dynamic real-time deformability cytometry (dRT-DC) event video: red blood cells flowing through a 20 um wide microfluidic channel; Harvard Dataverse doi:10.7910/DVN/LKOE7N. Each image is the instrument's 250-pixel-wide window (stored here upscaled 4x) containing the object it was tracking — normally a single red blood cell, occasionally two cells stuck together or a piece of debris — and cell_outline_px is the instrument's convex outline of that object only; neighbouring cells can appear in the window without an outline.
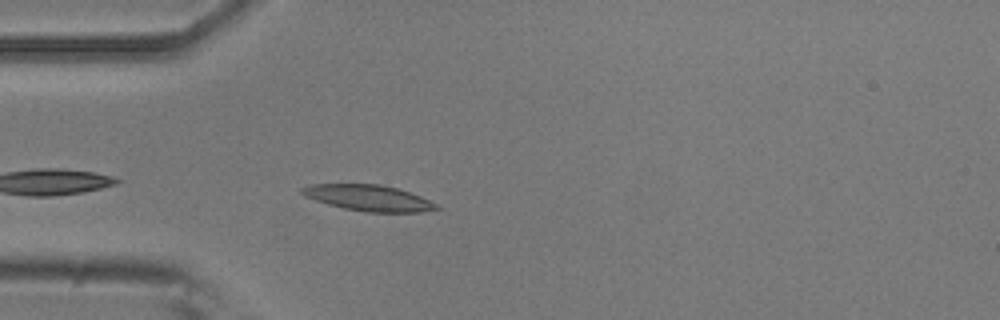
{"species": "common noctule bat (a hibernating species)", "species_latin": "Nyctalus noctula", "temperature_condition": "room temperature", "stored_images_in_passage": 39, "camera_frame_rate_fps": 3000, "um_per_image_px": 0.085, "animal": {"sex": "male", "body_mass_g": 20.5, "forearm_length_mm": 52.5}, "frame": {"image": 1, "passage_image": 3, "time_ms": 0.667, "image_size_px": [1000, 320], "cell_outline_px": [[440, 208], [420, 212], [368, 212], [344, 208], [328, 204], [304, 196], [300, 192], [300, 188], [308, 184], [380, 184], [396, 188], [420, 196], [436, 204]], "centroid_in_image_um": [31.27, 16.81], "position_along_channel_um": 53.7, "area_um2": 20.17}}
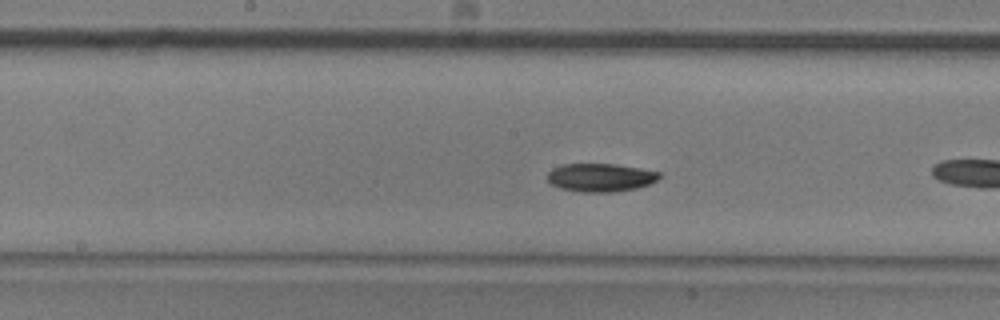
{"frame": {"image": 2, "passage_image": 12, "time_ms": 3.667, "image_size_px": [1000, 320], "cell_outline_px": [[660, 176], [656, 180], [648, 184], [636, 188], [616, 192], [580, 192], [560, 188], [548, 184], [548, 172], [552, 168], [564, 164], [616, 164], [640, 168], [660, 172]], "centroid_in_image_um": [51.0, 15.09], "position_along_channel_um": 197.2, "area_um2": 18.5}}
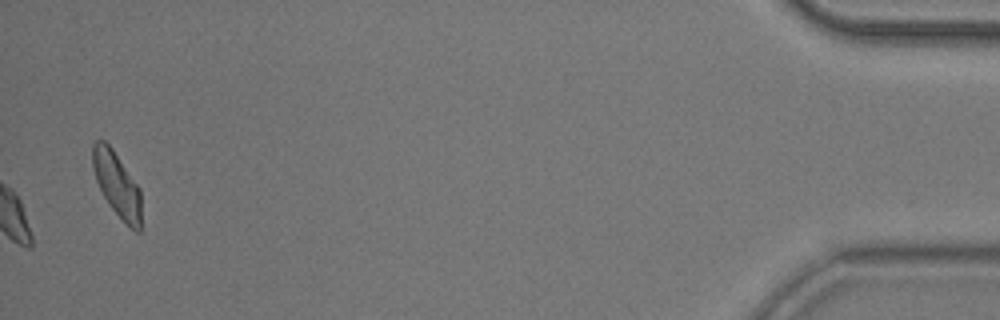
{"frame": {"image": 3, "passage_image": 39, "time_ms": 12.667, "image_size_px": [1000, 320], "cell_outline_px": [[140, 232], [136, 232], [108, 204], [96, 180], [92, 168], [92, 144], [96, 140], [104, 140], [112, 148], [140, 188]], "centroid_in_image_um": [9.91, 15.62], "position_along_channel_um": 425.3, "area_um2": 17.98}, "authors_computed_cell_mechanics": {"area_um2": 17.9758, "velocity_mm_per_s": 3.8355, "shape_relaxation_time_tau1_ms": 1.839, "shape_relaxation_time_tau2_ms": 2.7629, "deformation_change_tau1": 0.098, "deformation_change_tau2": 0.0468}}